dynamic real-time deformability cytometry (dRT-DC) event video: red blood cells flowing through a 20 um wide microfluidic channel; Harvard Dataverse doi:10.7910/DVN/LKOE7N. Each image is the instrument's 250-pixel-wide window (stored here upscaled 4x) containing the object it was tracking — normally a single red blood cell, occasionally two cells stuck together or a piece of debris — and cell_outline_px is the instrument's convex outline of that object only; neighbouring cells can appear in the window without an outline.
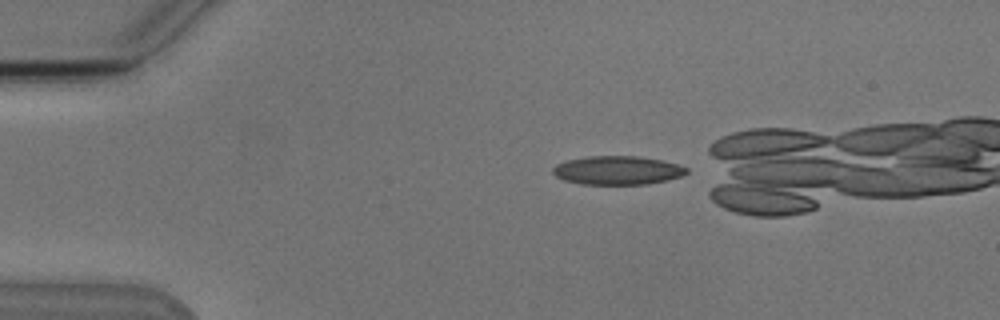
{"species": "Egyptian fruit bat (a non-hibernating species)", "species_latin": "Rousettus aegyptiacus", "temperature_condition": "cold", "stored_images_in_passage": 4, "camera_frame_rate_fps": 3000, "um_per_image_px": 0.085, "animal": {"sex": "male"}, "frame": {"image": 1, "passage_image": 1, "time_ms": 0.0, "image_size_px": [1000, 320], "cell_outline_px": [[688, 172], [680, 176], [668, 180], [648, 184], [580, 184], [564, 180], [556, 176], [552, 172], [552, 168], [556, 164], [568, 160], [588, 156], [640, 156], [664, 160], [680, 164], [688, 168]], "centroid_in_image_um": [52.51, 14.47], "position_along_channel_um": 32.5, "area_um2": 22.54}}
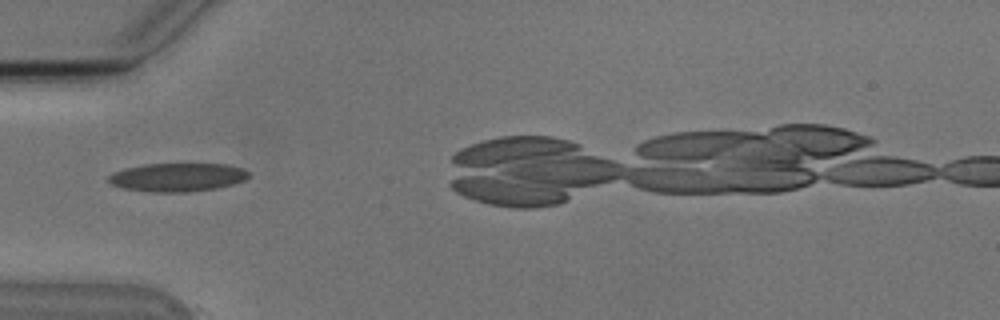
{"frame": {"image": 2, "passage_image": 3, "time_ms": 2.333, "image_size_px": [1000, 320], "cell_outline_px": [[248, 176], [244, 180], [232, 184], [216, 188], [188, 192], [152, 192], [124, 188], [112, 184], [108, 180], [108, 176], [112, 172], [124, 168], [144, 164], [228, 164], [244, 168], [248, 172]], "centroid_in_image_um": [15.07, 15.06], "position_along_channel_um": 69.9, "area_um2": 23.24}}